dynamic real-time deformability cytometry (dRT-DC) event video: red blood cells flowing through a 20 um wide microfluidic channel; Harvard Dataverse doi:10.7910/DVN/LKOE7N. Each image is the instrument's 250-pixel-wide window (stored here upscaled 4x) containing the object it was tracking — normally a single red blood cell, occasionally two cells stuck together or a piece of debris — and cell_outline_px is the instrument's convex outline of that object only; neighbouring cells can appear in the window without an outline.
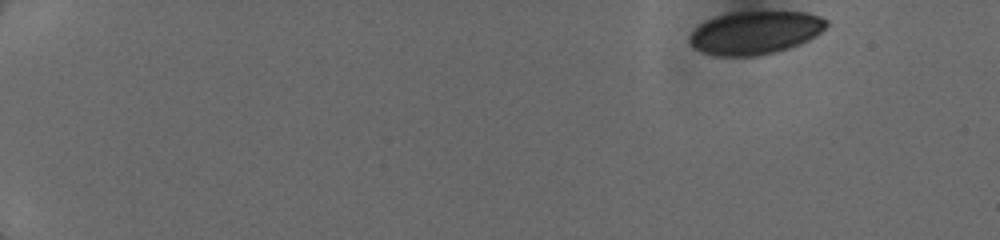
{"species": "human", "species_latin": "Homo sapiens", "temperature_condition": "cold", "stored_images_in_passage": 16, "camera_frame_rate_fps": 3000, "um_per_image_px": 0.085, "donor": {"sex": "female"}, "frame": {"image": 1, "passage_image": 1, "time_ms": 0.0, "image_size_px": [1000, 240], "cell_outline_px": [[828, 24], [816, 36], [800, 44], [788, 48], [756, 56], [716, 56], [704, 52], [696, 48], [688, 40], [688, 36], [700, 24], [716, 16], [732, 12], [804, 12], [820, 16], [828, 20]], "centroid_in_image_um": [64.2, 2.77], "position_along_channel_um": 20.8, "area_um2": 34.1}}
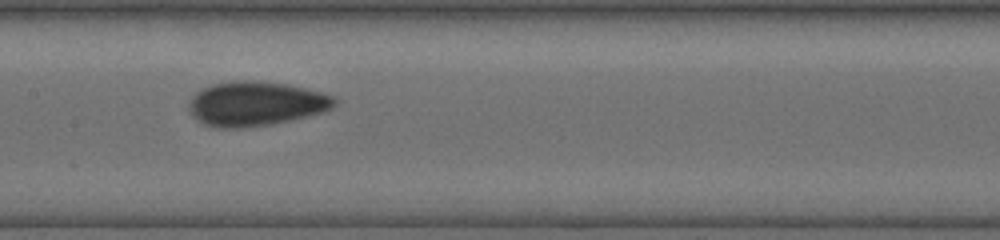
{"frame": {"image": 2, "passage_image": 12, "time_ms": 7.667, "image_size_px": [1000, 240], "cell_outline_px": [[336, 104], [332, 108], [324, 112], [272, 124], [240, 128], [220, 128], [204, 124], [188, 108], [188, 104], [192, 96], [196, 92], [204, 88], [216, 84], [236, 80], [256, 80], [288, 84], [308, 88], [336, 96]], "centroid_in_image_um": [21.8, 8.8], "position_along_channel_um": 185.6, "area_um2": 37.69}}
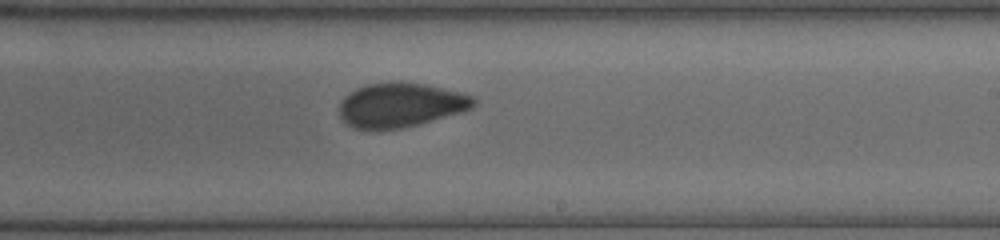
{"frame": {"image": 3, "passage_image": 16, "time_ms": 9.333, "image_size_px": [1000, 240], "cell_outline_px": [[476, 104], [472, 108], [464, 112], [420, 124], [404, 128], [376, 132], [352, 128], [340, 116], [340, 104], [344, 96], [356, 88], [368, 84], [388, 80], [424, 84], [460, 92], [476, 96]], "centroid_in_image_um": [34.06, 8.95], "position_along_channel_um": 254.9, "area_um2": 35.66}}